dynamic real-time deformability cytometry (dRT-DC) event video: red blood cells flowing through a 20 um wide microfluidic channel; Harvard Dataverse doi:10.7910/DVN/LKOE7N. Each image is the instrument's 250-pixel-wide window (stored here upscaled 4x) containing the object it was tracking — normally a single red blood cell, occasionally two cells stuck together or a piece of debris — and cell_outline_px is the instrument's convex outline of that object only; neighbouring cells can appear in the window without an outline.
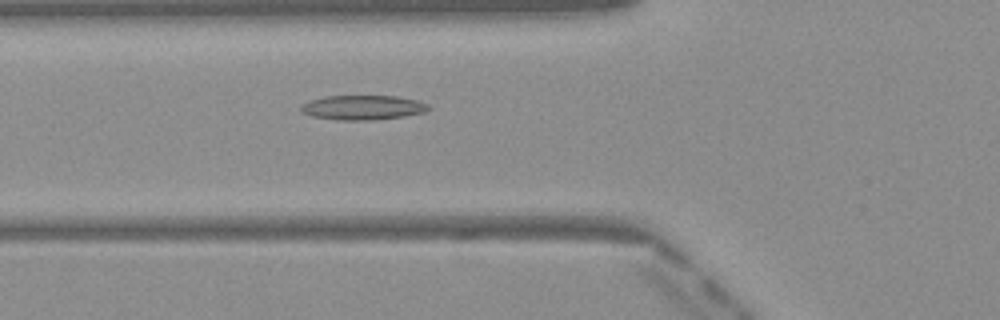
{"species": "Egyptian fruit bat (a non-hibernating species)", "species_latin": "Rousettus aegyptiacus", "temperature_condition": "warm", "stored_images_in_passage": 49, "camera_frame_rate_fps": 3000, "um_per_image_px": 0.085, "frame": {"image": 1, "passage_image": 18, "time_ms": 5.667, "image_size_px": [1000, 320], "cell_outline_px": [[432, 108], [428, 112], [404, 116], [376, 120], [336, 120], [312, 116], [300, 112], [300, 104], [308, 100], [324, 96], [396, 96], [420, 100], [428, 104]], "centroid_in_image_um": [30.85, 9.14], "position_along_channel_um": 94.9, "area_um2": 18.73}}
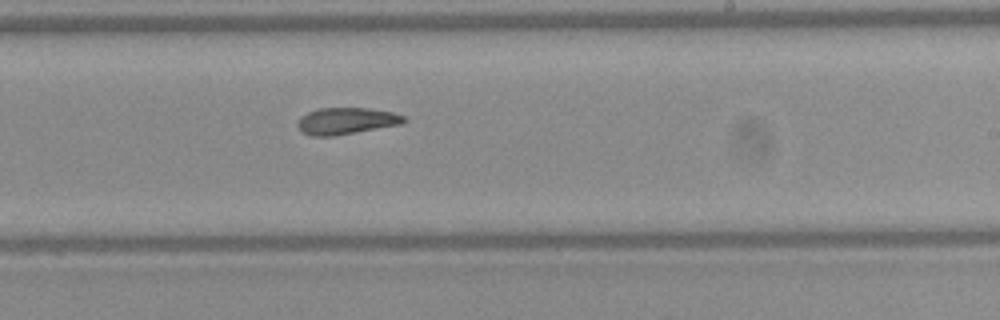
{"frame": {"image": 2, "passage_image": 30, "time_ms": 9.667, "image_size_px": [1000, 320], "cell_outline_px": [[408, 120], [404, 124], [332, 136], [312, 136], [304, 132], [296, 124], [300, 116], [308, 112], [320, 108], [368, 108], [392, 112], [404, 116]], "centroid_in_image_um": [29.47, 10.27], "position_along_channel_um": 259.5, "area_um2": 16.53}}
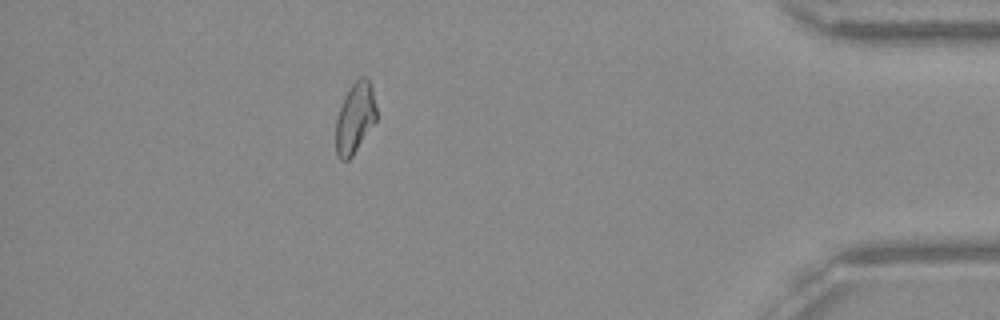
{"frame": {"image": 3, "passage_image": 44, "time_ms": 14.333, "image_size_px": [1000, 320], "cell_outline_px": [[376, 120], [352, 156], [348, 160], [340, 160], [336, 156], [336, 120], [344, 96], [352, 84], [360, 76], [368, 76], [372, 84], [376, 108]], "centroid_in_image_um": [30.18, 9.99], "position_along_channel_um": 405.0, "area_um2": 16.76}, "authors_computed_cell_mechanics": {"area_um2": 17.3978, "velocity_mm_per_s": 4.1086, "shape_relaxation_time_tau1_ms": null, "shape_relaxation_time_tau2_ms": 3.2682, "deformation_change_tau1": null, "deformation_change_tau2": 0.0895}}